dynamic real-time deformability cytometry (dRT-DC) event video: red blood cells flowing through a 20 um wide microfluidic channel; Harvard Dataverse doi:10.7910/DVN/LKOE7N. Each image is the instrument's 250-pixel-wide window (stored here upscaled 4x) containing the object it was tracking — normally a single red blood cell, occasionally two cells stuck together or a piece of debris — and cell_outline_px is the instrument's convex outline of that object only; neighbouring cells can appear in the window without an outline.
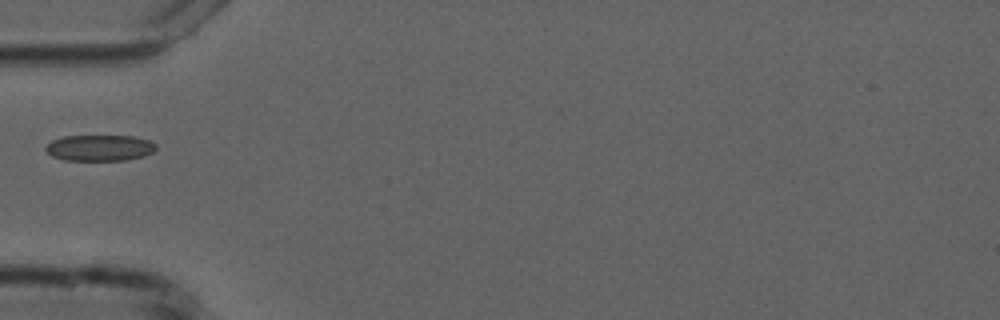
{"species": "common noctule bat (a hibernating species)", "species_latin": "Nyctalus noctula", "temperature_condition": "cold", "stored_images_in_passage": 37, "camera_frame_rate_fps": 3000, "um_per_image_px": 0.085, "animal": {"sex": "male", "forearm_length_mm": 52.5}, "frame": {"image": 1, "passage_image": 1, "time_ms": 0.0, "image_size_px": [1000, 320], "cell_outline_px": [[156, 148], [152, 152], [144, 156], [124, 160], [64, 160], [52, 156], [44, 148], [52, 140], [64, 136], [132, 136], [148, 140], [156, 144]], "centroid_in_image_um": [8.46, 12.57], "position_along_channel_um": 76.5, "area_um2": 16.65}}
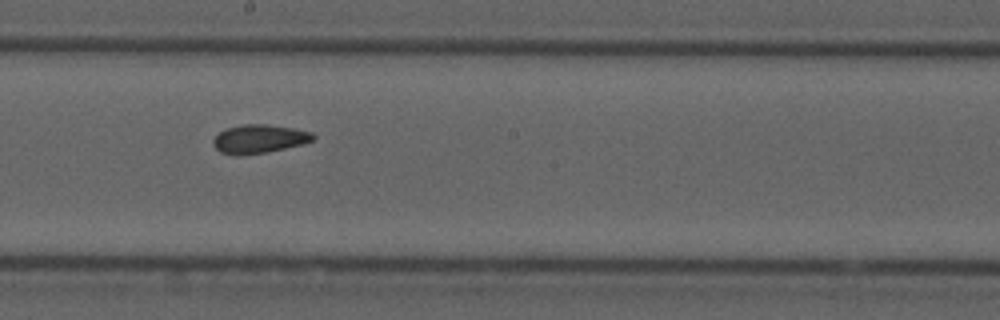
{"frame": {"image": 2, "passage_image": 13, "time_ms": 4.0, "image_size_px": [1000, 320], "cell_outline_px": [[316, 136], [312, 140], [304, 144], [268, 152], [240, 156], [236, 156], [220, 152], [212, 144], [212, 140], [220, 132], [228, 128], [244, 124], [268, 124], [292, 128], [312, 132]], "centroid_in_image_um": [22.03, 11.82], "position_along_channel_um": 226.2, "area_um2": 16.76}}
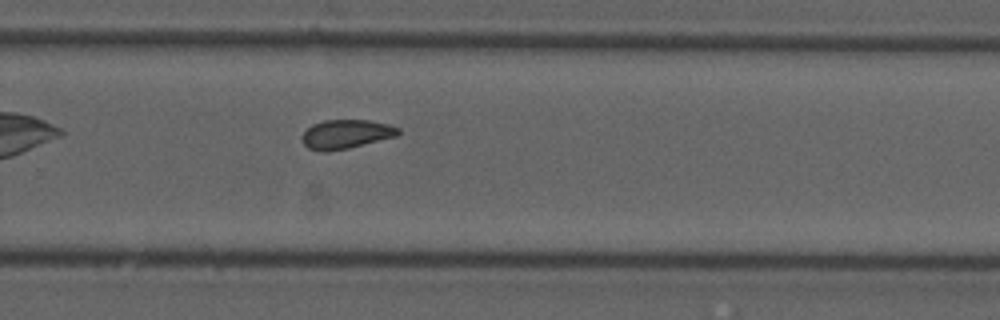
{"frame": {"image": 3, "passage_image": 19, "time_ms": 6.0, "image_size_px": [1000, 320], "cell_outline_px": [[400, 132], [396, 136], [348, 148], [328, 152], [320, 152], [308, 148], [304, 144], [304, 132], [312, 124], [324, 120], [368, 120], [388, 124], [400, 128]], "centroid_in_image_um": [29.42, 11.4], "position_along_channel_um": 300.4, "area_um2": 16.13}}